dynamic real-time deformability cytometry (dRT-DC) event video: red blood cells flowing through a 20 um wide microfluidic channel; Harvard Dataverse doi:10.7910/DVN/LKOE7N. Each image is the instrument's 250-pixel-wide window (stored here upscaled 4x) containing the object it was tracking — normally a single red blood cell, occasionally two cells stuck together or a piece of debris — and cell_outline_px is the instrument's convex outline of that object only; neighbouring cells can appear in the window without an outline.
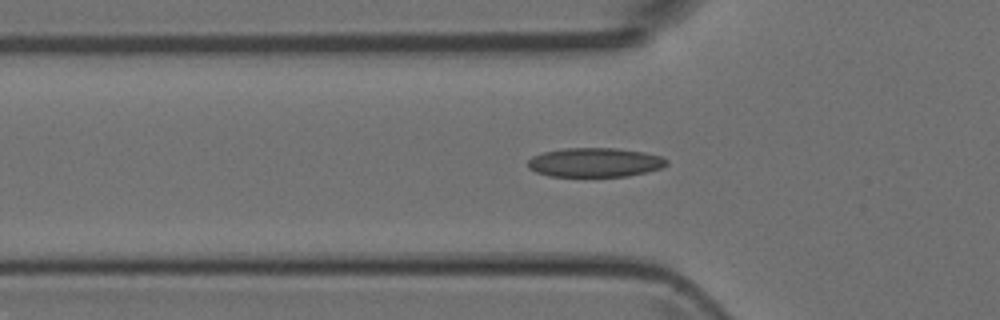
{"species": "Egyptian fruit bat (a non-hibernating species)", "species_latin": "Rousettus aegyptiacus", "temperature_condition": "room temperature", "stored_images_in_passage": 49, "camera_frame_rate_fps": 3000, "um_per_image_px": 0.085, "animal": {"sex": "female"}, "frame": {"image": 1, "passage_image": 15, "time_ms": 4.667, "image_size_px": [1000, 320], "cell_outline_px": [[668, 164], [660, 168], [648, 172], [628, 176], [552, 176], [536, 172], [528, 168], [528, 160], [532, 156], [544, 152], [564, 148], [616, 148], [644, 152], [660, 156], [668, 160]], "centroid_in_image_um": [50.58, 13.8], "position_along_channel_um": 75.2, "area_um2": 23.58}}
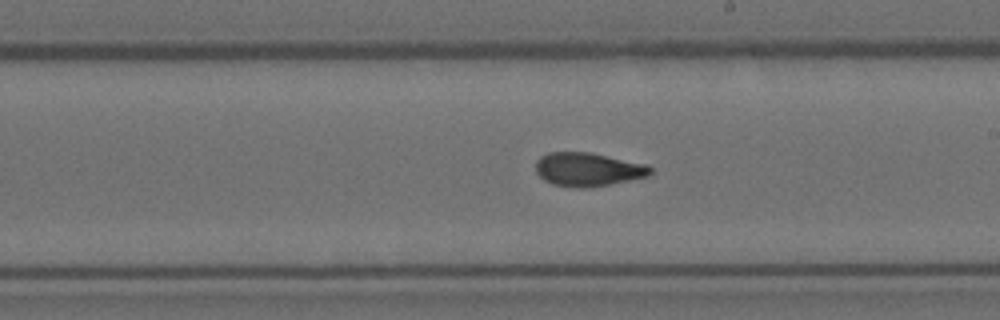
{"frame": {"image": 2, "passage_image": 27, "time_ms": 8.667, "image_size_px": [1000, 320], "cell_outline_px": [[652, 172], [648, 176], [588, 188], [576, 188], [552, 184], [544, 180], [536, 172], [536, 160], [540, 156], [548, 152], [592, 152], [648, 164], [652, 168]], "centroid_in_image_um": [49.97, 14.39], "position_along_channel_um": 239.0, "area_um2": 22.66}}
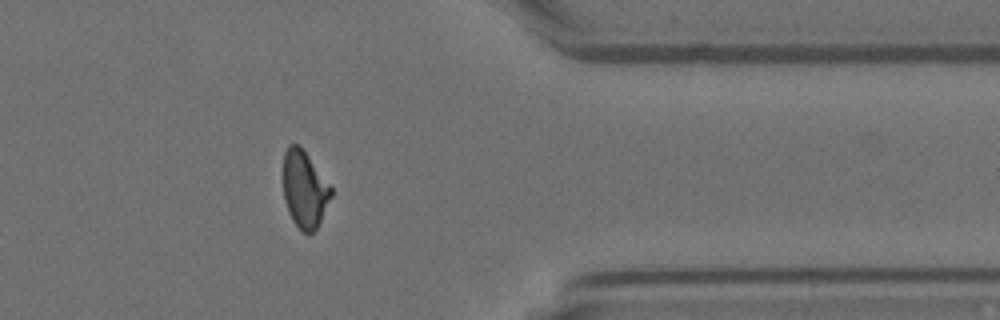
{"frame": {"image": 3, "passage_image": 39, "time_ms": 12.667, "image_size_px": [1000, 320], "cell_outline_px": [[332, 196], [316, 228], [308, 236], [292, 220], [288, 212], [284, 200], [284, 152], [288, 144], [296, 144], [304, 152], [332, 188]], "centroid_in_image_um": [25.87, 16.12], "position_along_channel_um": 385.5, "area_um2": 20.92}}